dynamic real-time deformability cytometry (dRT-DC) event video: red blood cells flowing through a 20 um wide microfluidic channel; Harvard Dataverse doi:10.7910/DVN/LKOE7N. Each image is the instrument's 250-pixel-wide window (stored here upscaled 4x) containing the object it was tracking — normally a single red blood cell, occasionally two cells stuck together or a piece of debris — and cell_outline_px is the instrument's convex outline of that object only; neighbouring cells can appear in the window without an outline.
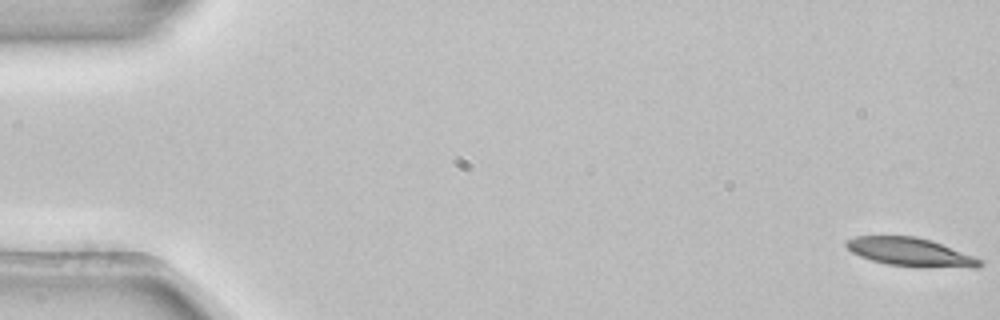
{"species": "common noctule bat (a hibernating species)", "species_latin": "Nyctalus noctula", "temperature_condition": "room temperature", "stored_images_in_passage": 17, "camera_frame_rate_fps": 3000, "um_per_image_px": 0.085, "animal": {"sex": "female", "body_mass_g": 22.7, "forearm_length_mm": 54.2}, "frame": {"image": 1, "passage_image": 1, "time_ms": 0.0, "image_size_px": [1000, 320], "cell_outline_px": [[984, 264], [980, 268], [972, 268], [888, 264], [872, 260], [860, 256], [852, 252], [844, 244], [848, 240], [856, 236], [916, 236], [932, 240], [984, 260]], "centroid_in_image_um": [77.44, 21.41], "position_along_channel_um": 7.6, "area_um2": 21.79}}
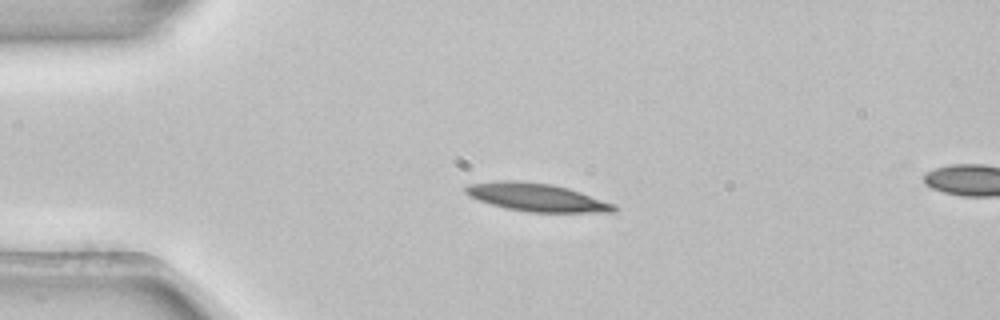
{"frame": {"image": 2, "passage_image": 13, "time_ms": 4.0, "image_size_px": [1000, 320], "cell_outline_px": [[616, 212], [528, 212], [504, 208], [468, 196], [464, 192], [464, 188], [468, 184], [496, 180], [520, 180], [552, 184], [568, 188], [616, 204]], "centroid_in_image_um": [45.59, 16.76], "position_along_channel_um": 39.4, "area_um2": 24.39}}